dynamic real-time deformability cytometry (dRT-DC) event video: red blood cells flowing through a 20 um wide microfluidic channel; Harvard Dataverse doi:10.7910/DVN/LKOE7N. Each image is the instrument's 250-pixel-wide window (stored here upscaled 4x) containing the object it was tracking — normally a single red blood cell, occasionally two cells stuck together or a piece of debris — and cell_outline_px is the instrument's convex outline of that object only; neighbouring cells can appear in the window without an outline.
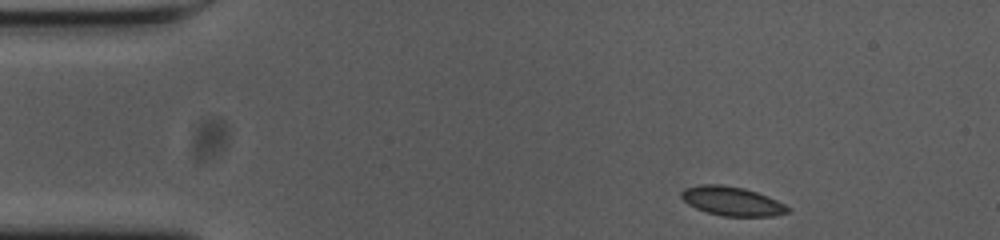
{"species": "common noctule bat (a hibernating species)", "species_latin": "Nyctalus noctula", "temperature_condition": "cold", "stored_images_in_passage": 49, "camera_frame_rate_fps": 3000, "um_per_image_px": 0.085, "animal": {"sex": "female", "body_mass_g": 23.0, "forearm_length_mm": 53.4}, "frame": {"image": 1, "passage_image": 1, "time_ms": 0.0, "image_size_px": [1000, 240], "cell_outline_px": [[792, 208], [788, 212], [772, 216], [724, 216], [708, 212], [696, 208], [688, 204], [680, 196], [680, 192], [684, 188], [700, 184], [720, 184], [744, 188], [768, 196]], "centroid_in_image_um": [62.21, 17.09], "position_along_channel_um": 22.8, "area_um2": 17.98}}
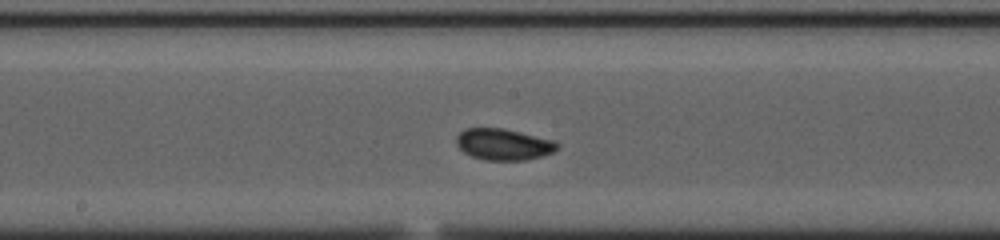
{"frame": {"image": 2, "passage_image": 22, "time_ms": 7.0, "image_size_px": [1000, 240], "cell_outline_px": [[560, 144], [552, 152], [540, 156], [524, 160], [484, 160], [472, 156], [464, 152], [456, 144], [456, 136], [464, 128], [504, 128], [552, 140]], "centroid_in_image_um": [42.75, 12.26], "position_along_channel_um": 205.5, "area_um2": 18.26}}
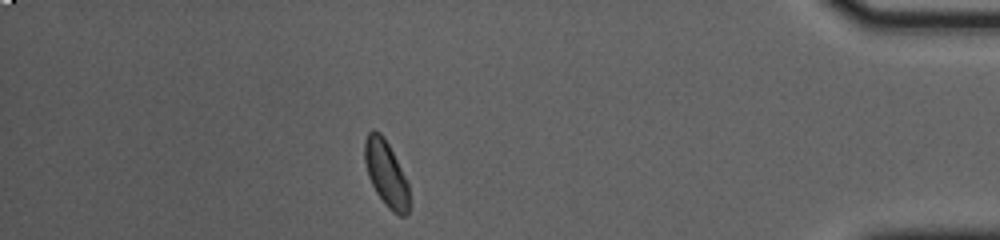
{"frame": {"image": 3, "passage_image": 42, "time_ms": 13.667, "image_size_px": [1000, 240], "cell_outline_px": [[408, 212], [404, 216], [400, 216], [392, 212], [388, 208], [376, 192], [368, 176], [364, 160], [364, 140], [368, 132], [372, 128], [380, 132], [384, 136], [408, 180]], "centroid_in_image_um": [32.8, 14.71], "position_along_channel_um": 402.4, "area_um2": 17.22}, "authors_computed_cell_mechanics": {"area_um2": 17.4556, "velocity_mm_per_s": 3.653, "shape_relaxation_time_tau1_ms": 1.6481, "shape_relaxation_time_tau2_ms": 2.3922, "deformation_change_tau1": 0.09, "deformation_change_tau2": 0.0575}}